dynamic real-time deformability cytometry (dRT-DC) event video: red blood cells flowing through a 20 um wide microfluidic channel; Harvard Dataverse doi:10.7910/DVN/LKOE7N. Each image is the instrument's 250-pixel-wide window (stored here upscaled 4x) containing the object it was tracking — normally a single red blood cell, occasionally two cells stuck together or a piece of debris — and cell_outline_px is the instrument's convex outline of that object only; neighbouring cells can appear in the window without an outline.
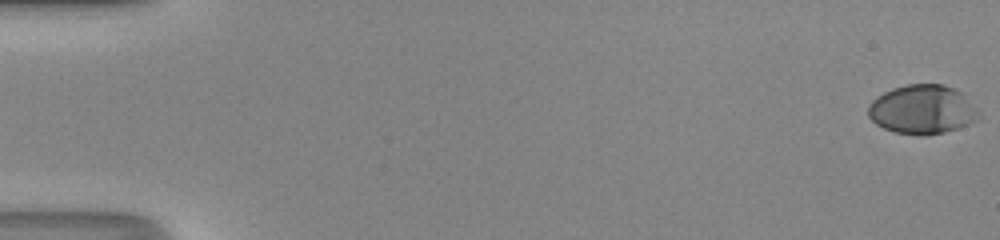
{"species": "human", "species_latin": "Homo sapiens", "temperature_condition": "room temperature", "stored_images_in_passage": 52, "camera_frame_rate_fps": 3000, "um_per_image_px": 0.085, "donor": {"sex": "male"}, "frame": {"image": 1, "passage_image": 1, "time_ms": 0.0, "image_size_px": [1000, 240], "cell_outline_px": [[980, 112], [976, 120], [968, 124], [944, 132], [924, 136], [920, 136], [896, 132], [884, 128], [876, 124], [868, 116], [868, 108], [872, 100], [876, 96], [892, 88], [908, 84], [944, 84], [956, 88], [964, 92]], "centroid_in_image_um": [78.42, 9.29], "position_along_channel_um": 6.6, "area_um2": 31.91}}
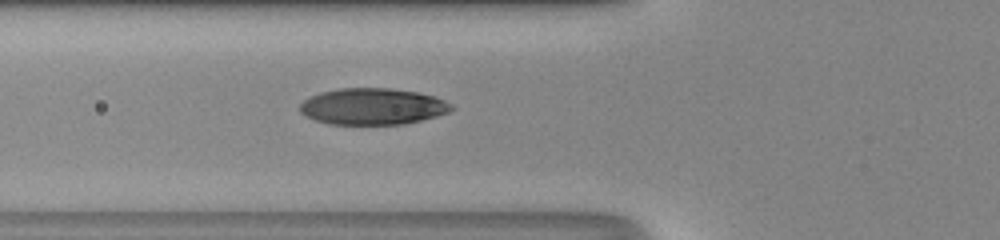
{"frame": {"image": 2, "passage_image": 21, "time_ms": 6.667, "image_size_px": [1000, 240], "cell_outline_px": [[456, 108], [448, 112], [436, 116], [404, 124], [328, 124], [304, 116], [300, 112], [300, 104], [308, 96], [320, 92], [340, 88], [392, 88], [420, 92], [444, 100], [452, 104]], "centroid_in_image_um": [31.66, 9.04], "position_along_channel_um": 94.1, "area_um2": 32.37}}
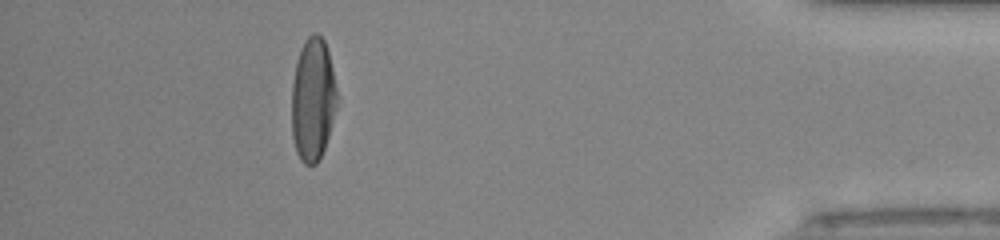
{"frame": {"image": 3, "passage_image": 47, "time_ms": 15.333, "image_size_px": [1000, 240], "cell_outline_px": [[336, 108], [328, 136], [324, 148], [316, 164], [304, 164], [300, 160], [296, 152], [292, 136], [292, 84], [296, 60], [304, 40], [312, 32], [316, 32], [324, 40], [328, 52], [332, 68], [336, 88]], "centroid_in_image_um": [26.57, 8.44], "position_along_channel_um": 408.6, "area_um2": 32.37}, "authors_computed_cell_mechanics": {"area_um2": 32.7148, "velocity_mm_per_s": 4.2092, "shape_relaxation_time_tau1_ms": 3.6611, "shape_relaxation_time_tau2_ms": null, "deformation_change_tau1": 0.2074, "deformation_change_tau2": null}}